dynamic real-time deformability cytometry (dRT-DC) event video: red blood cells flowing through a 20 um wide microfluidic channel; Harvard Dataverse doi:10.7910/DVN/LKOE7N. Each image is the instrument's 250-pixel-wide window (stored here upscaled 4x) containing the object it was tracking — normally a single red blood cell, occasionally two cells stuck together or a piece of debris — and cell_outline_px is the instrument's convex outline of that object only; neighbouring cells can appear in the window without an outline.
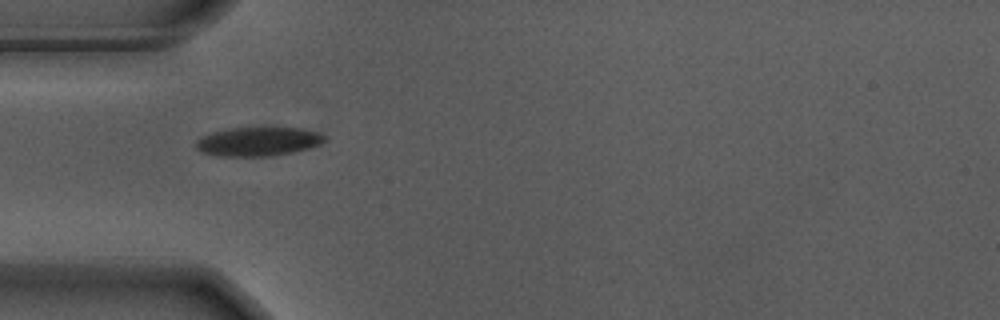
{"species": "Egyptian fruit bat (a non-hibernating species)", "species_latin": "Rousettus aegyptiacus", "temperature_condition": "warm", "stored_images_in_passage": 40, "camera_frame_rate_fps": 3000, "um_per_image_px": 0.085, "animal": {"sex": "male"}, "frame": {"image": 1, "passage_image": 1, "time_ms": 0.0, "image_size_px": [1000, 320], "cell_outline_px": [[324, 140], [320, 144], [308, 148], [292, 152], [268, 156], [220, 156], [200, 152], [196, 148], [196, 140], [200, 136], [212, 132], [228, 128], [264, 124], [300, 128], [316, 132], [324, 136]], "centroid_in_image_um": [21.89, 11.97], "position_along_channel_um": 63.1, "area_um2": 22.54}}
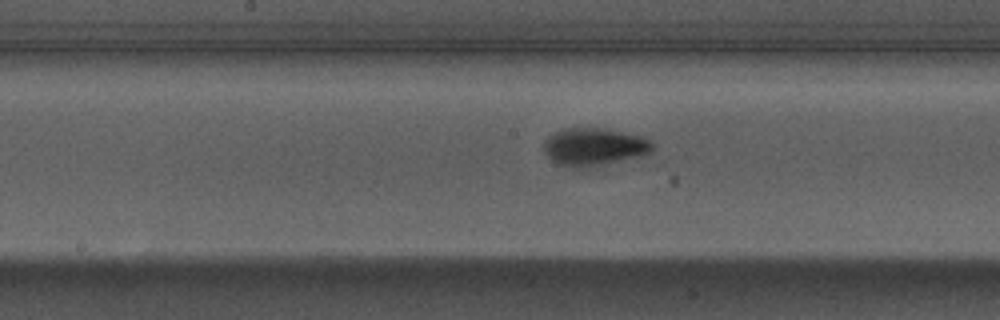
{"frame": {"image": 2, "passage_image": 12, "time_ms": 3.667, "image_size_px": [1000, 320], "cell_outline_px": [[656, 148], [644, 156], [596, 168], [572, 168], [556, 164], [544, 152], [544, 140], [548, 136], [564, 128], [608, 128], [644, 136], [652, 140]], "centroid_in_image_um": [50.58, 12.5], "position_along_channel_um": 197.6, "area_um2": 24.97}}
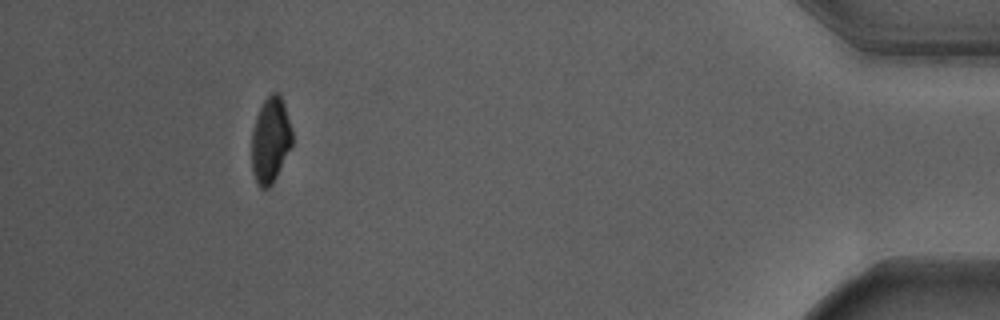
{"frame": {"image": 3, "passage_image": 35, "time_ms": 11.333, "image_size_px": [1000, 320], "cell_outline_px": [[292, 144], [272, 184], [268, 188], [260, 188], [256, 184], [252, 172], [252, 132], [256, 116], [264, 100], [272, 92], [280, 92], [292, 128]], "centroid_in_image_um": [22.98, 11.9], "position_along_channel_um": 412.2, "area_um2": 20.23}, "authors_computed_cell_mechanics": {"area_um2": 22.1374, "velocity_mm_per_s": 3.6855, "shape_relaxation_time_tau1_ms": 2.2842, "shape_relaxation_time_tau2_ms": 1.1429, "deformation_change_tau1": 0.1561, "deformation_change_tau2": 0.0427}}